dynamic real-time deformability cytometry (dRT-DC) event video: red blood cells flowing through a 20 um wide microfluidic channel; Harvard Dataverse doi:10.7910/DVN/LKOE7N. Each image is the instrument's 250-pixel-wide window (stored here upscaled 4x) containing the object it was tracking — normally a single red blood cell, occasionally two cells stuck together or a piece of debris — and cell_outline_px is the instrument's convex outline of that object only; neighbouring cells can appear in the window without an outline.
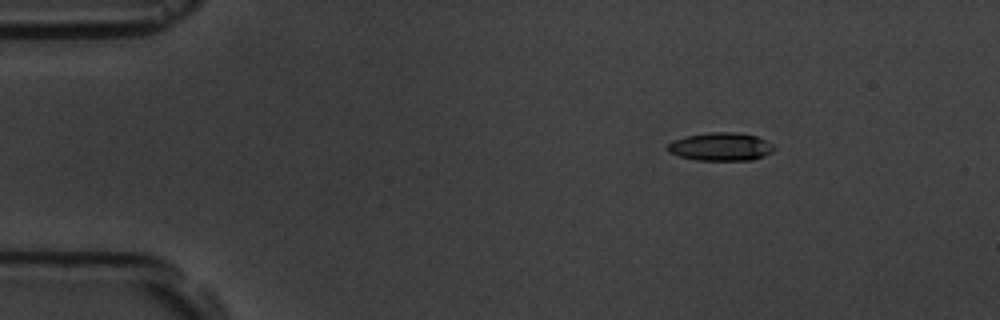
{"species": "common noctule bat (a hibernating species)", "species_latin": "Nyctalus noctula", "temperature_condition": "room temperature", "stored_images_in_passage": 4, "camera_frame_rate_fps": 3000, "um_per_image_px": 0.085, "animal": {"sex": "male", "body_mass_g": 19.5, "forearm_length_mm": 54.6}, "frame": {"image": 1, "passage_image": 1, "time_ms": 0.0, "image_size_px": [1000, 320], "cell_outline_px": [[776, 148], [772, 152], [764, 156], [752, 160], [696, 160], [680, 156], [668, 152], [668, 144], [672, 140], [684, 136], [708, 132], [736, 132], [756, 136], [772, 144]], "centroid_in_image_um": [61.25, 12.46], "position_along_channel_um": 23.7, "area_um2": 17.51}}
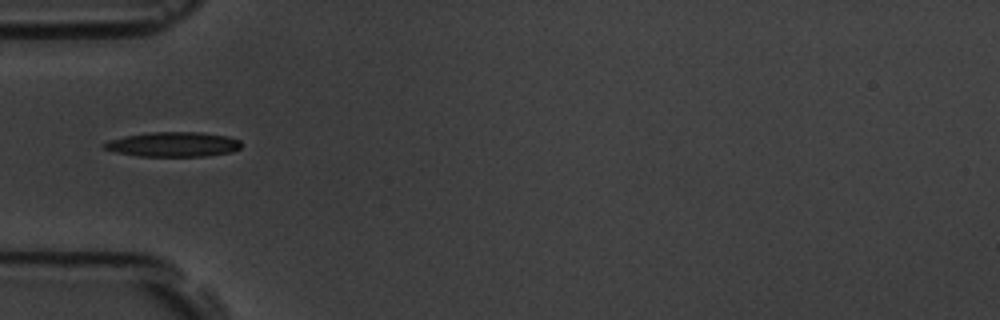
{"frame": {"image": 2, "passage_image": 4, "time_ms": 3.333, "image_size_px": [1000, 320], "cell_outline_px": [[240, 148], [232, 152], [208, 156], [140, 156], [116, 152], [104, 148], [100, 144], [108, 140], [124, 136], [148, 132], [200, 132], [228, 136], [240, 140]], "centroid_in_image_um": [14.71, 12.26], "position_along_channel_um": 70.3, "area_um2": 19.88}}